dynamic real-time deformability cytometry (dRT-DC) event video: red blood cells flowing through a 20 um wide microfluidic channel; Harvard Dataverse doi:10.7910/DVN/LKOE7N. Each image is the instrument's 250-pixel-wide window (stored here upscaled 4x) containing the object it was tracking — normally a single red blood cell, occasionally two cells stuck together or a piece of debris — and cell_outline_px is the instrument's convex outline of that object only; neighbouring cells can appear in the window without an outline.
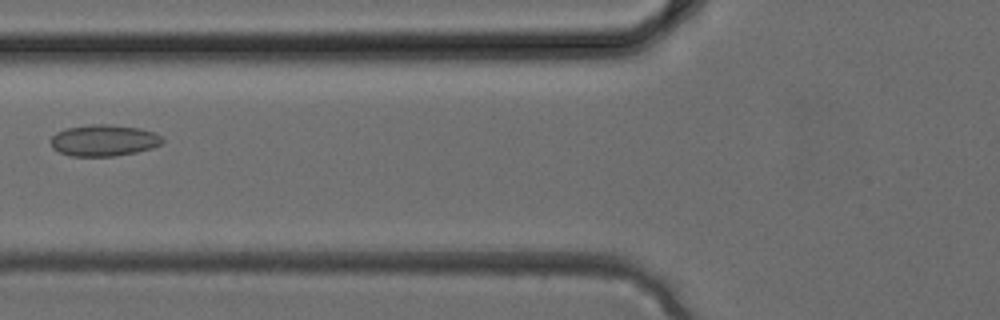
{"species": "common noctule bat (a hibernating species)", "species_latin": "Nyctalus noctula", "temperature_condition": "cold", "stored_images_in_passage": 4, "camera_frame_rate_fps": 3000, "um_per_image_px": 0.085, "animal": {"sex": "female", "body_mass_g": 24.6, "forearm_length_mm": 56.2}, "frame": {"image": 1, "passage_image": 4, "time_ms": 1.0, "image_size_px": [1000, 320], "cell_outline_px": [[164, 140], [160, 144], [152, 148], [136, 152], [116, 156], [72, 156], [60, 152], [52, 148], [48, 140], [56, 132], [64, 128], [92, 124], [104, 124], [140, 128], [152, 132], [160, 136]], "centroid_in_image_um": [8.77, 11.93], "position_along_channel_um": 117.0, "area_um2": 20.52}}